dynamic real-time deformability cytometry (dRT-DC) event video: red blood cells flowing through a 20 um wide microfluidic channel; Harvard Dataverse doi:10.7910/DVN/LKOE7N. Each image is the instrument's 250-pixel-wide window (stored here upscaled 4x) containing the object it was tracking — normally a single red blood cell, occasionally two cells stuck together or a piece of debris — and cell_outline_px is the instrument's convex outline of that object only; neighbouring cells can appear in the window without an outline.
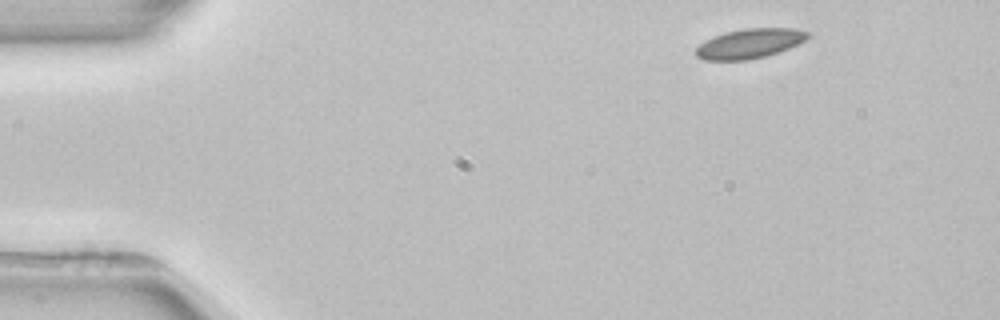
{"species": "common noctule bat (a hibernating species)", "species_latin": "Nyctalus noctula", "temperature_condition": "room temperature", "stored_images_in_passage": 3, "camera_frame_rate_fps": 3000, "um_per_image_px": 0.085, "animal": {"sex": "female", "body_mass_g": 22.7, "forearm_length_mm": 54.2}, "frame": {"image": 1, "passage_image": 1, "time_ms": 0.0, "image_size_px": [1000, 320], "cell_outline_px": [[808, 36], [804, 40], [788, 48], [764, 56], [748, 60], [704, 60], [696, 56], [696, 48], [704, 40], [724, 32], [744, 28], [796, 28], [808, 32]], "centroid_in_image_um": [63.67, 3.69], "position_along_channel_um": 21.3, "area_um2": 19.13}}